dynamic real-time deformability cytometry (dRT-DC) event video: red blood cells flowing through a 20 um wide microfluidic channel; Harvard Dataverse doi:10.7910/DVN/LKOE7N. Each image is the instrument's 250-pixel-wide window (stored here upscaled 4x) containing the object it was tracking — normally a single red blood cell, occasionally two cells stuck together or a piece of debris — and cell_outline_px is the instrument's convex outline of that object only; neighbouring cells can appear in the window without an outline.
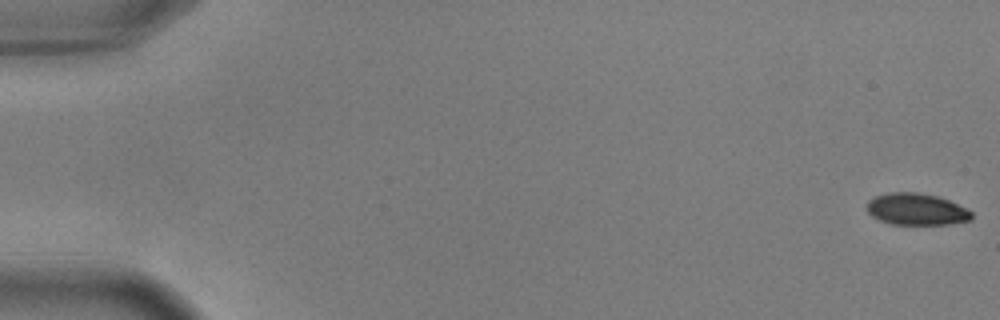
{"species": "common noctule bat (a hibernating species)", "species_latin": "Nyctalus noctula", "temperature_condition": "warm", "stored_images_in_passage": 56, "camera_frame_rate_fps": 3000, "um_per_image_px": 0.085, "animal": {"sex": "male", "body_mass_g": 17.9, "forearm_length_mm": 54.2}, "frame": {"image": 1, "passage_image": 1, "time_ms": 0.0, "image_size_px": [1000, 320], "cell_outline_px": [[972, 220], [948, 224], [892, 224], [880, 220], [872, 216], [868, 212], [868, 200], [876, 196], [888, 192], [916, 192], [936, 196], [948, 200], [968, 208], [972, 212]], "centroid_in_image_um": [77.92, 17.78], "position_along_channel_um": 7.1, "area_um2": 19.31}}
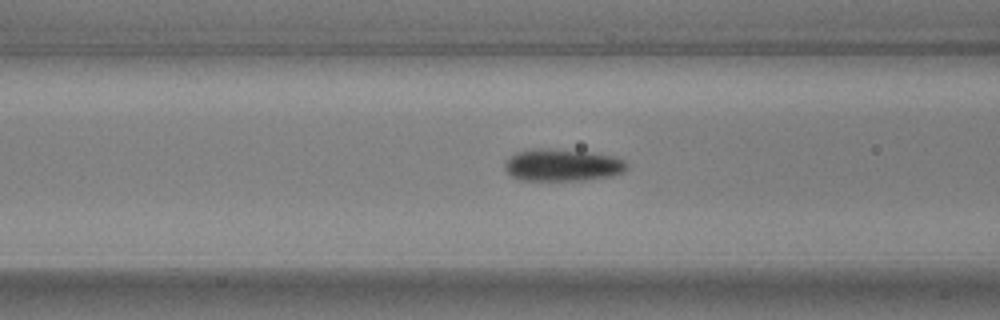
{"frame": {"image": 2, "passage_image": 23, "time_ms": 7.333, "image_size_px": [1000, 320], "cell_outline_px": [[628, 168], [612, 176], [584, 180], [520, 180], [512, 176], [504, 168], [504, 164], [508, 156], [516, 152], [532, 148], [544, 148], [592, 152], [616, 156], [624, 160], [628, 164]], "centroid_in_image_um": [47.79, 14.02], "position_along_channel_um": 118.8, "area_um2": 23.12}}
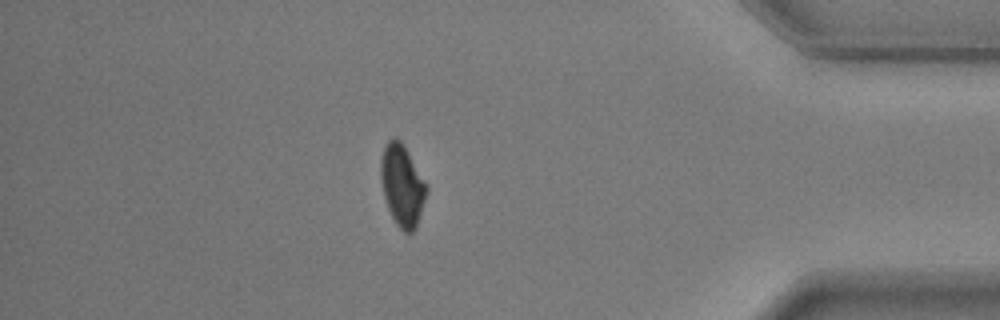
{"frame": {"image": 3, "passage_image": 49, "time_ms": 16.0, "image_size_px": [1000, 320], "cell_outline_px": [[428, 192], [416, 228], [412, 232], [404, 232], [396, 224], [388, 208], [384, 196], [380, 180], [380, 160], [384, 148], [388, 140], [396, 136], [404, 144], [428, 184]], "centroid_in_image_um": [34.2, 15.73], "position_along_channel_um": 401.0, "area_um2": 22.08}, "authors_computed_cell_mechanics": {"area_um2": 21.8195, "velocity_mm_per_s": 3.6509, "shape_relaxation_time_tau1_ms": 2.5672, "shape_relaxation_time_tau2_ms": 1.7152, "deformation_change_tau1": 0.1195, "deformation_change_tau2": 0.0456}}